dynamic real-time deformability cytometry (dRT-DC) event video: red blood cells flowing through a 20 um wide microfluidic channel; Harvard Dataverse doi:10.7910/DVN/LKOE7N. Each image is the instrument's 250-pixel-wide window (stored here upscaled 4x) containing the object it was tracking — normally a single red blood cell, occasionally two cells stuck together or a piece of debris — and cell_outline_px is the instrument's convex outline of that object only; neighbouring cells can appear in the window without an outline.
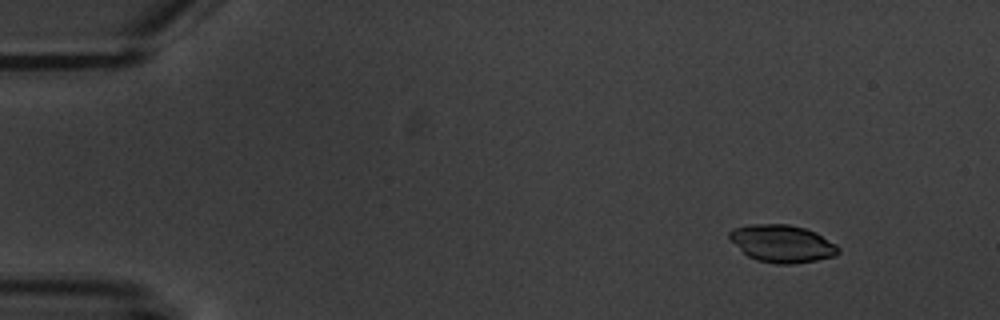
{"species": "common noctule bat (a hibernating species)", "species_latin": "Nyctalus noctula", "temperature_condition": "warm", "stored_images_in_passage": 5, "camera_frame_rate_fps": 3000, "um_per_image_px": 0.085, "animal": {"sex": "male", "body_mass_g": 20.1, "forearm_length_mm": 53.5}, "frame": {"image": 1, "passage_image": 2, "time_ms": 1.0, "image_size_px": [1000, 320], "cell_outline_px": [[840, 252], [836, 256], [816, 260], [792, 264], [776, 264], [756, 260], [748, 256], [728, 236], [728, 232], [732, 228], [748, 224], [788, 224], [804, 228], [816, 232], [836, 244], [840, 248]], "centroid_in_image_um": [66.5, 20.7], "position_along_channel_um": 18.5, "area_um2": 23.81}}